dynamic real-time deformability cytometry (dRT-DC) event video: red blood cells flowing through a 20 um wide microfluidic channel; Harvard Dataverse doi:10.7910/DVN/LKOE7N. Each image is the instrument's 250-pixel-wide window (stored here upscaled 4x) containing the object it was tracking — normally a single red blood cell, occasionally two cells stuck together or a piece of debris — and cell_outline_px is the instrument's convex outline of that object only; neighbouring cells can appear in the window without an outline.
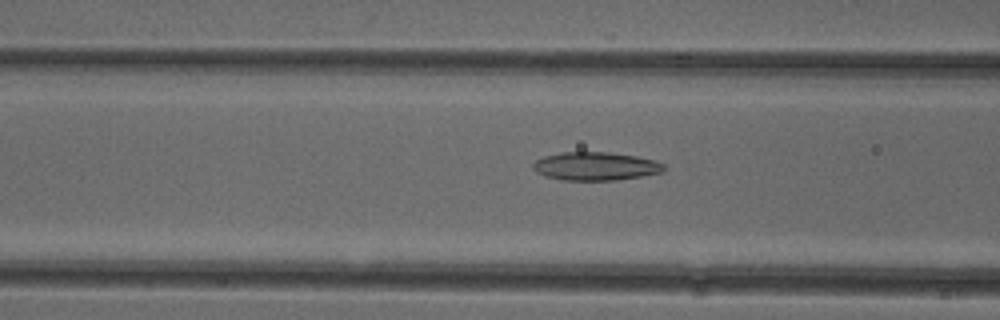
{"species": "common noctule bat (a hibernating species)", "species_latin": "Nyctalus noctula", "temperature_condition": "cold", "stored_images_in_passage": 52, "camera_frame_rate_fps": 3000, "um_per_image_px": 0.085, "animal": {"sex": "female"}, "frame": {"image": 1, "passage_image": 20, "time_ms": 6.333, "image_size_px": [1000, 320], "cell_outline_px": [[664, 172], [616, 180], [560, 180], [544, 176], [536, 172], [532, 168], [532, 164], [536, 160], [544, 156], [560, 152], [608, 152], [636, 156], [656, 160], [664, 164]], "centroid_in_image_um": [50.6, 14.13], "position_along_channel_um": 116.0, "area_um2": 21.73}}
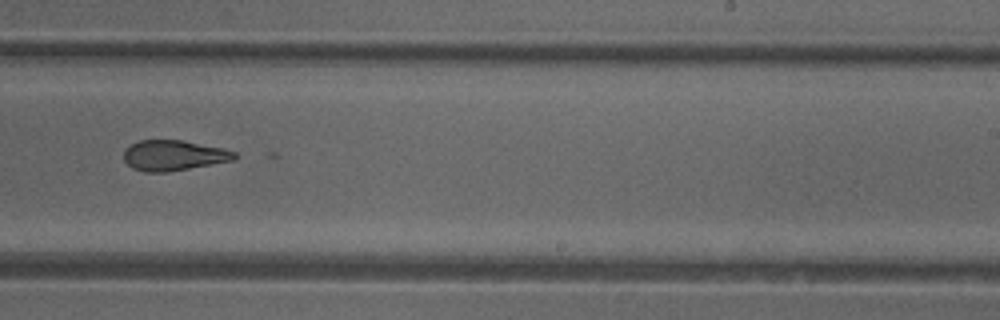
{"frame": {"image": 2, "passage_image": 32, "time_ms": 10.333, "image_size_px": [1000, 320], "cell_outline_px": [[236, 160], [168, 172], [144, 172], [132, 168], [124, 160], [124, 148], [140, 140], [184, 140], [224, 148], [236, 152]], "centroid_in_image_um": [14.78, 13.21], "position_along_channel_um": 274.2, "area_um2": 19.83}}
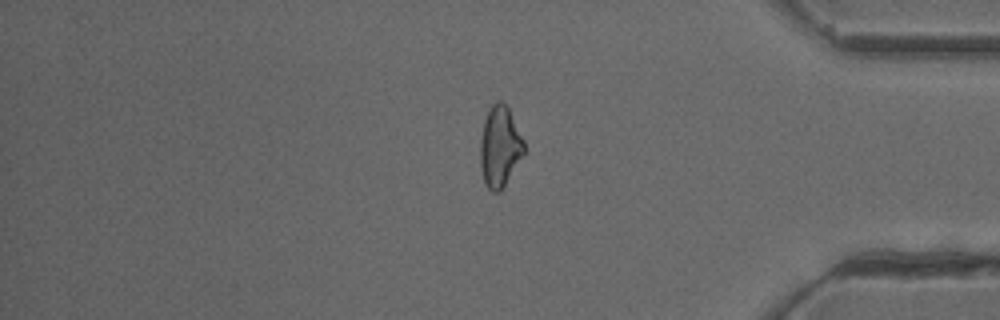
{"frame": {"image": 3, "passage_image": 43, "time_ms": 14.0, "image_size_px": [1000, 320], "cell_outline_px": [[524, 152], [500, 192], [492, 192], [484, 184], [480, 164], [480, 140], [484, 120], [492, 104], [496, 100], [500, 100], [508, 108], [524, 140]], "centroid_in_image_um": [42.46, 12.47], "position_along_channel_um": 392.7, "area_um2": 20.4}}